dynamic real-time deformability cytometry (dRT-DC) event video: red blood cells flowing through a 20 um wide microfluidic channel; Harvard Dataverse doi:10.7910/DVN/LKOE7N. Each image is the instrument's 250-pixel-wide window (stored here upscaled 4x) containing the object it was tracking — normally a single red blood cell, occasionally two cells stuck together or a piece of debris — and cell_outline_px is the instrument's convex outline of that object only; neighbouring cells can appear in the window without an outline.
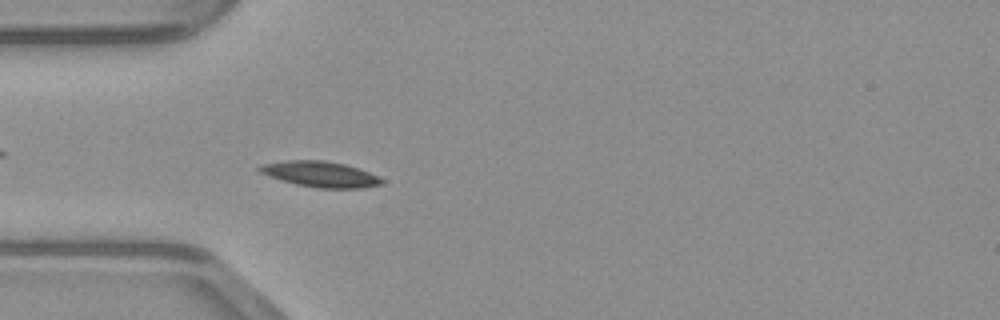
{"species": "common noctule bat (a hibernating species)", "species_latin": "Nyctalus noctula", "temperature_condition": "warm", "stored_images_in_passage": 48, "camera_frame_rate_fps": 3000, "um_per_image_px": 0.085, "animal": {"sex": "male", "body_mass_g": 23.1, "forearm_length_mm": 52.7}, "frame": {"image": 1, "passage_image": 14, "time_ms": 4.333, "image_size_px": [1000, 320], "cell_outline_px": [[384, 184], [364, 188], [316, 188], [296, 184], [268, 176], [260, 172], [256, 168], [260, 164], [288, 160], [324, 160], [344, 164], [368, 172], [384, 180]], "centroid_in_image_um": [27.2, 14.81], "position_along_channel_um": 57.8, "area_um2": 18.26}}
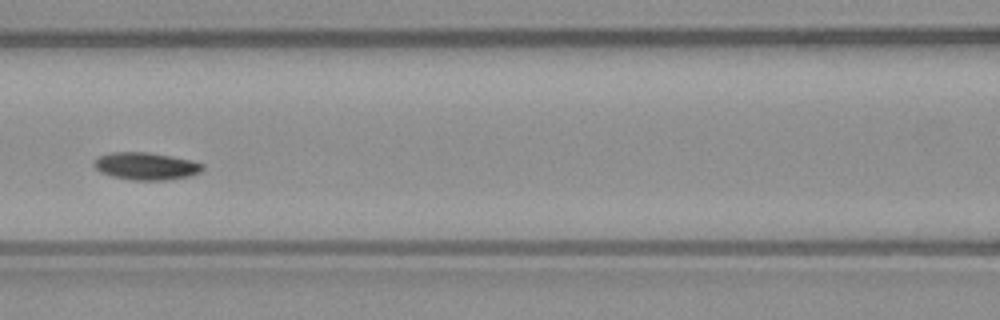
{"frame": {"image": 2, "passage_image": 21, "time_ms": 6.667, "image_size_px": [1000, 320], "cell_outline_px": [[204, 168], [200, 172], [188, 176], [168, 180], [132, 180], [112, 176], [100, 172], [92, 164], [92, 160], [100, 156], [112, 152], [148, 152], [172, 156], [192, 160], [204, 164]], "centroid_in_image_um": [12.4, 14.11], "position_along_channel_um": 154.2, "area_um2": 17.46}}
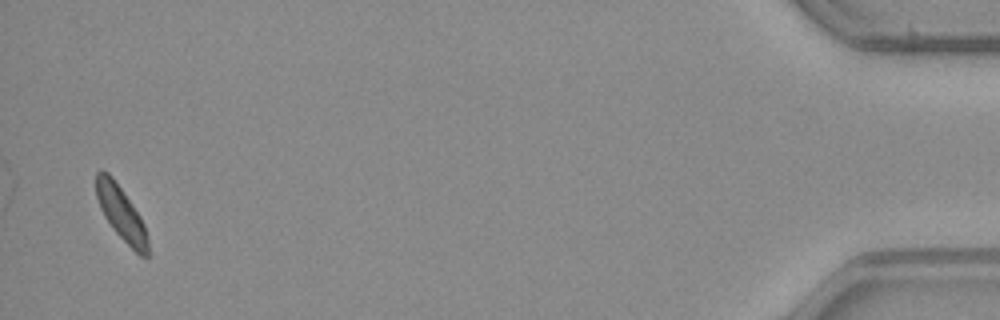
{"frame": {"image": 3, "passage_image": 47, "time_ms": 15.333, "image_size_px": [1000, 320], "cell_outline_px": [[148, 256], [140, 256], [112, 228], [104, 216], [100, 208], [96, 196], [96, 172], [100, 168], [108, 172], [112, 176], [132, 204], [140, 216], [144, 224], [148, 240]], "centroid_in_image_um": [10.28, 18.09], "position_along_channel_um": 424.9, "area_um2": 16.13}}